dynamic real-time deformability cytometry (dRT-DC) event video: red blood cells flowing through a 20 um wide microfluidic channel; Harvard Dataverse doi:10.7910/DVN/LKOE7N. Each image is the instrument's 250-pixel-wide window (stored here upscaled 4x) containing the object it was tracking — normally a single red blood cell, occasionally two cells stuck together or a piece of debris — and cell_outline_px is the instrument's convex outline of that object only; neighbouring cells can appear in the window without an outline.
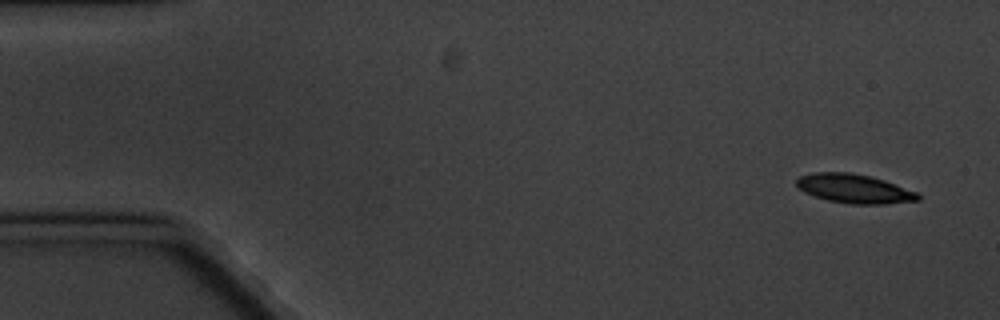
{"species": "common noctule bat (a hibernating species)", "species_latin": "Nyctalus noctula", "temperature_condition": "cold", "stored_images_in_passage": 5, "camera_frame_rate_fps": 3000, "um_per_image_px": 0.085, "animal": {"sex": "male", "body_mass_g": 20.1, "forearm_length_mm": 53.5}, "frame": {"image": 1, "passage_image": 1, "time_ms": 0.0, "image_size_px": [1000, 320], "cell_outline_px": [[920, 200], [884, 204], [848, 204], [828, 200], [804, 192], [796, 184], [796, 180], [800, 176], [812, 172], [848, 172], [872, 176], [920, 192]], "centroid_in_image_um": [72.66, 16.03], "position_along_channel_um": 12.3, "area_um2": 20.69}}
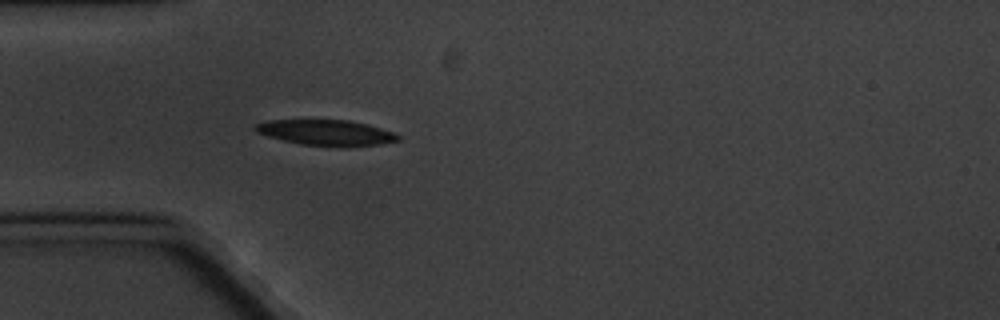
{"frame": {"image": 2, "passage_image": 5, "time_ms": 4.667, "image_size_px": [1000, 320], "cell_outline_px": [[400, 140], [380, 144], [344, 148], [300, 144], [268, 136], [256, 132], [252, 128], [256, 124], [268, 120], [348, 120], [368, 124], [396, 132], [400, 136]], "centroid_in_image_um": [27.78, 11.28], "position_along_channel_um": 57.2, "area_um2": 21.68}}